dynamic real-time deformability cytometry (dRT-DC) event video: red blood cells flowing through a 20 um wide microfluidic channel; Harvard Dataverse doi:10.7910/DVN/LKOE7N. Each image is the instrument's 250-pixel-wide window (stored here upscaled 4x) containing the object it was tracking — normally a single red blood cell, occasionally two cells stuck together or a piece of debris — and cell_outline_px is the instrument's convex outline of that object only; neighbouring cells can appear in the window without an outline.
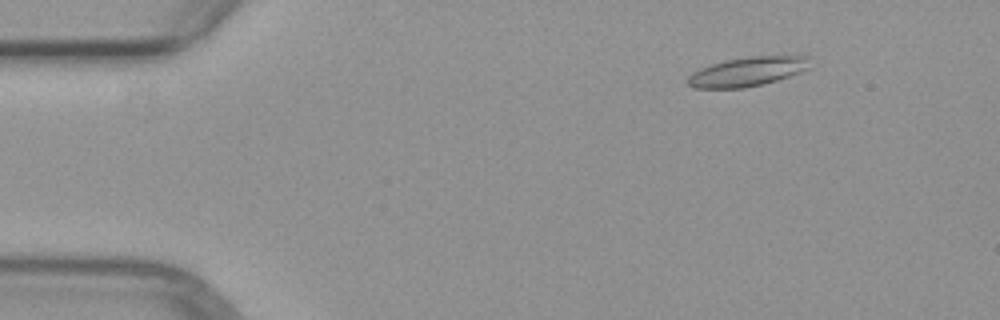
{"species": "common noctule bat (a hibernating species)", "species_latin": "Nyctalus noctula", "temperature_condition": "warm", "stored_images_in_passage": 4, "camera_frame_rate_fps": 3000, "um_per_image_px": 0.085, "animal": {"sex": "female", "body_mass_g": 29.2, "forearm_length_mm": 56.3}, "frame": {"image": 1, "passage_image": 1, "time_ms": 0.0, "image_size_px": [1000, 320], "cell_outline_px": [[812, 68], [776, 80], [744, 88], [692, 88], [688, 84], [688, 76], [692, 72], [700, 68], [724, 60], [748, 56], [812, 56]], "centroid_in_image_um": [63.57, 6.07], "position_along_channel_um": 21.4, "area_um2": 20.98}}
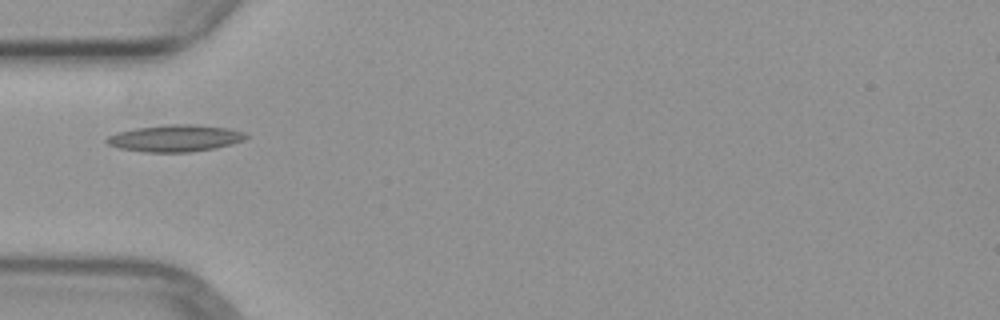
{"frame": {"image": 2, "passage_image": 4, "time_ms": 3.333, "image_size_px": [1000, 320], "cell_outline_px": [[248, 136], [244, 140], [232, 144], [216, 148], [188, 152], [144, 152], [120, 148], [108, 144], [104, 140], [108, 136], [116, 132], [136, 128], [164, 124], [196, 124], [228, 128], [244, 132]], "centroid_in_image_um": [14.89, 11.74], "position_along_channel_um": 70.1, "area_um2": 21.91}}